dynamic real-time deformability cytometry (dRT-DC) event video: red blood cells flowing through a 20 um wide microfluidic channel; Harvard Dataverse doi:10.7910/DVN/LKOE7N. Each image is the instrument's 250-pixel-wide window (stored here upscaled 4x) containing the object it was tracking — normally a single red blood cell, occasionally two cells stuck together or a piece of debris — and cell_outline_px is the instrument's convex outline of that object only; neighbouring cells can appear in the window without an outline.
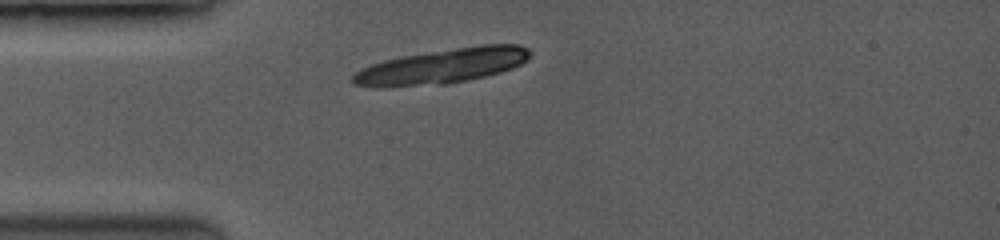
{"species": "common noctule bat (a hibernating species)", "species_latin": "Nyctalus noctula", "temperature_condition": "room temperature", "stored_images_in_passage": 22, "camera_frame_rate_fps": 3500, "um_per_image_px": 0.085, "animal": {"sex": "female", "body_mass_g": 19.0, "forearm_length_mm": 53.3}, "frame": {"image": 1, "passage_image": 1, "time_ms": 0.0, "image_size_px": [1000, 240], "cell_outline_px": [[532, 52], [520, 64], [512, 68], [500, 72], [484, 76], [444, 84], [356, 84], [352, 80], [352, 76], [360, 68], [384, 60], [404, 56], [480, 44], [520, 44], [528, 48]], "centroid_in_image_um": [37.74, 5.56], "position_along_channel_um": 47.3, "area_um2": 34.45}, "authors_computed_cell_mechanics": {"area_um2": 20.9236, "velocity_mm_per_s": 4.0154, "shape_relaxation_time_tau1_ms": 1.1601, "shape_relaxation_time_tau2_ms": null, "deformation_change_tau1": 0.0874, "deformation_change_tau2": null}}